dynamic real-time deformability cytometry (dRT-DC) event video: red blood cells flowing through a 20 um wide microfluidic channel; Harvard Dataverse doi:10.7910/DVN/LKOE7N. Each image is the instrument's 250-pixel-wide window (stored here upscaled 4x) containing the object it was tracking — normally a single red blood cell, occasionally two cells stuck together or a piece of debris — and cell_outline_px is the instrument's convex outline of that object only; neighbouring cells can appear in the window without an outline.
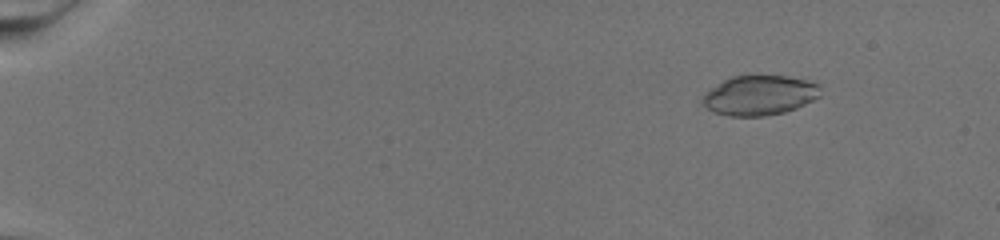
{"species": "common noctule bat (a hibernating species)", "species_latin": "Nyctalus noctula", "temperature_condition": "warm", "stored_images_in_passage": 77, "camera_frame_rate_fps": 3000, "um_per_image_px": 0.085, "animal": {"sex": "female", "body_mass_g": 19.5, "forearm_length_mm": 54.1}, "frame": {"image": 1, "passage_image": 11, "time_ms": 3.333, "image_size_px": [1000, 240], "cell_outline_px": [[820, 96], [796, 108], [784, 112], [764, 116], [728, 116], [712, 112], [700, 100], [712, 88], [724, 80], [732, 76], [756, 72], [788, 76], [820, 84]], "centroid_in_image_um": [64.56, 8.06], "position_along_channel_um": 20.4, "area_um2": 27.86}}
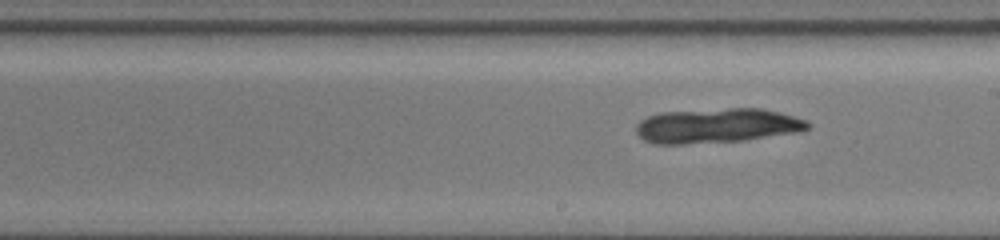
{"frame": {"image": 2, "passage_image": 48, "time_ms": 15.667, "image_size_px": [1000, 240], "cell_outline_px": [[812, 124], [808, 128], [800, 132], [744, 140], [684, 144], [652, 144], [644, 140], [636, 132], [636, 124], [640, 120], [648, 116], [660, 112], [728, 108], [760, 108], [808, 120]], "centroid_in_image_um": [60.93, 10.68], "position_along_channel_um": 228.1, "area_um2": 34.8}}
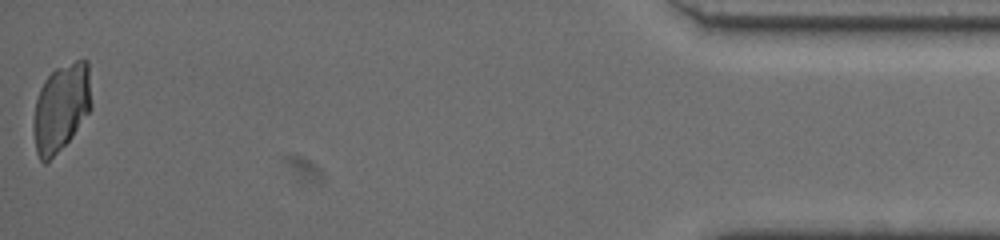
{"frame": {"image": 3, "passage_image": 77, "time_ms": 25.333, "image_size_px": [1000, 240], "cell_outline_px": [[92, 108], [72, 136], [44, 164], [40, 160], [36, 152], [32, 132], [32, 124], [36, 100], [40, 88], [44, 80], [56, 68], [76, 60], [88, 60], [92, 104]], "centroid_in_image_um": [5.19, 9.13], "position_along_channel_um": 430.0, "area_um2": 29.65}}